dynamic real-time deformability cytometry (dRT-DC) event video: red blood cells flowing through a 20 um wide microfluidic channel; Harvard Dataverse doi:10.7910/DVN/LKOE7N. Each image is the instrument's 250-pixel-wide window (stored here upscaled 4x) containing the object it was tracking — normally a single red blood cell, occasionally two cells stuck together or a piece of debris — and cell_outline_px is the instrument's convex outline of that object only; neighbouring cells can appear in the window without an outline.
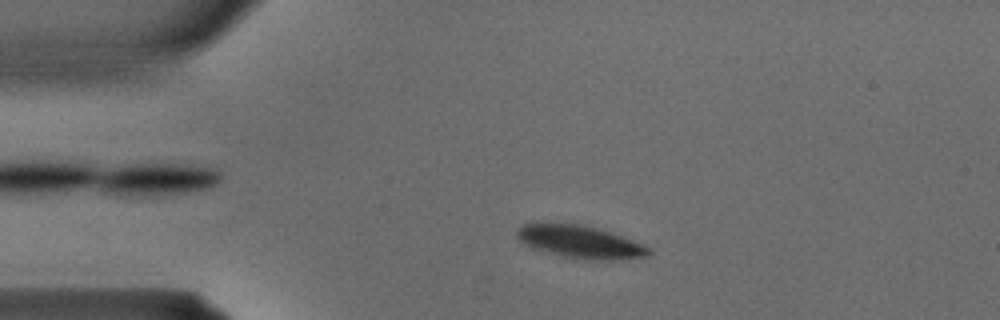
{"species": "common noctule bat (a hibernating species)", "species_latin": "Nyctalus noctula", "temperature_condition": "warm", "stored_images_in_passage": 29, "camera_frame_rate_fps": 3000, "um_per_image_px": 0.085, "animal": {"sex": "male", "body_mass_g": 15.6}, "frame": {"image": 1, "passage_image": 1, "time_ms": 0.0, "image_size_px": [1000, 320], "cell_outline_px": [[652, 252], [648, 256], [608, 260], [564, 256], [532, 248], [524, 244], [516, 236], [516, 228], [532, 220], [536, 220], [580, 224], [596, 228], [644, 244], [652, 248]], "centroid_in_image_um": [49.21, 20.5], "position_along_channel_um": 35.8, "area_um2": 25.26}}
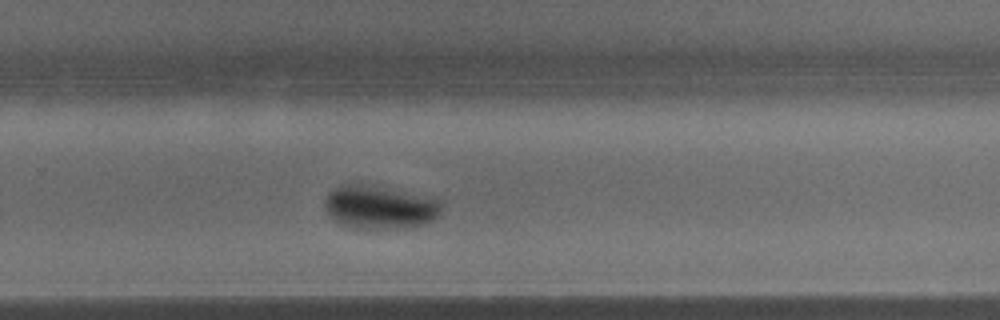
{"frame": {"image": 2, "passage_image": 17, "time_ms": 5.333, "image_size_px": [1000, 320], "cell_outline_px": [[440, 216], [424, 224], [412, 228], [348, 228], [336, 220], [324, 208], [324, 200], [328, 192], [332, 188], [340, 184], [372, 184], [440, 200]], "centroid_in_image_um": [32.24, 17.6], "position_along_channel_um": 297.6, "area_um2": 29.65}}
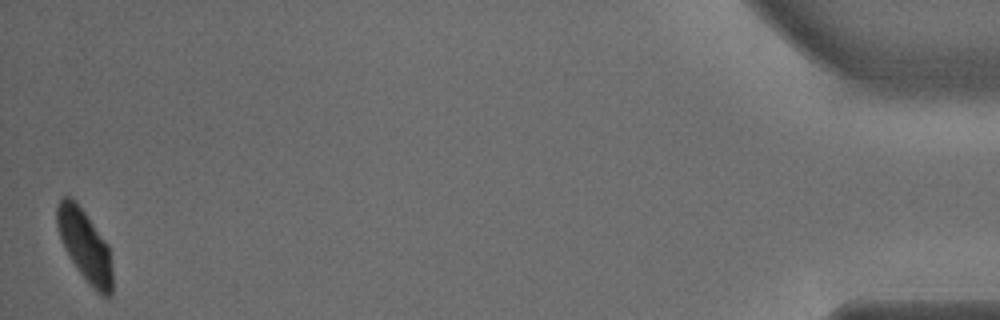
{"frame": {"image": 3, "passage_image": 29, "time_ms": 9.333, "image_size_px": [1000, 320], "cell_outline_px": [[112, 292], [108, 296], [100, 296], [80, 272], [72, 260], [60, 236], [56, 224], [56, 208], [60, 200], [64, 196], [68, 196], [84, 212], [108, 244], [112, 268]], "centroid_in_image_um": [7.23, 20.89], "position_along_channel_um": 428.0, "area_um2": 22.37}}